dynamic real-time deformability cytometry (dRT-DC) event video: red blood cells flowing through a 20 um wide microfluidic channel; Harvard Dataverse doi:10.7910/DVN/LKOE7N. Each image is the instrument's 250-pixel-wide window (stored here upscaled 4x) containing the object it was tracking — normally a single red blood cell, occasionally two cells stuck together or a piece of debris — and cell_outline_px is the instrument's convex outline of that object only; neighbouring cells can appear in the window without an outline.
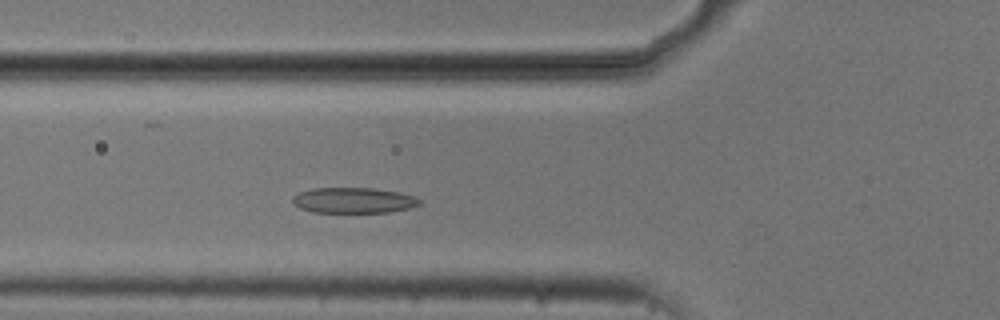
{"species": "common noctule bat (a hibernating species)", "species_latin": "Nyctalus noctula", "temperature_condition": "cold", "stored_images_in_passage": 47, "camera_frame_rate_fps": 3000, "um_per_image_px": 0.085, "animal": {"sex": "male", "body_mass_g": 20.5, "forearm_length_mm": 52.5}, "frame": {"image": 1, "passage_image": 12, "time_ms": 3.667, "image_size_px": [1000, 320], "cell_outline_px": [[420, 204], [408, 208], [388, 212], [312, 212], [300, 208], [292, 204], [292, 196], [300, 192], [312, 188], [376, 188], [400, 192], [416, 196], [420, 200]], "centroid_in_image_um": [30.03, 17.02], "position_along_channel_um": 95.8, "area_um2": 19.02}}
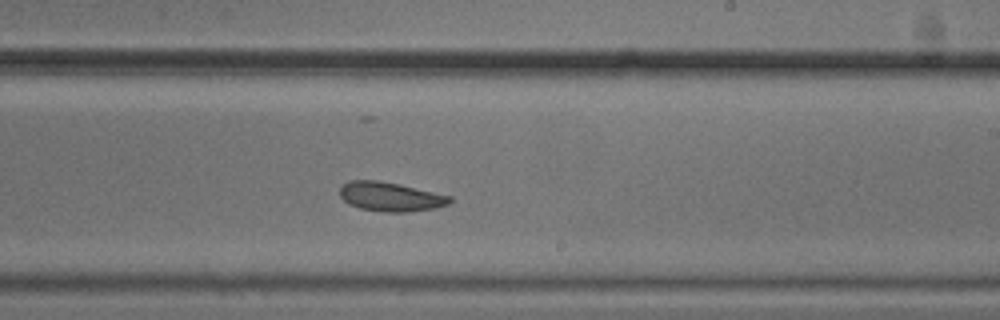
{"frame": {"image": 2, "passage_image": 25, "time_ms": 8.0, "image_size_px": [1000, 320], "cell_outline_px": [[452, 200], [448, 204], [436, 208], [408, 212], [384, 212], [360, 208], [348, 204], [340, 196], [340, 188], [348, 180], [380, 180], [452, 196]], "centroid_in_image_um": [33.18, 16.72], "position_along_channel_um": 255.8, "area_um2": 18.73}}
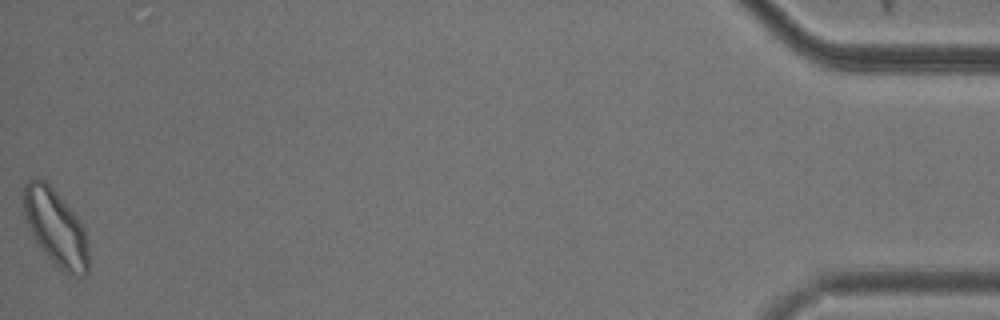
{"frame": {"image": 3, "passage_image": 47, "time_ms": 15.333, "image_size_px": [1000, 320], "cell_outline_px": [[88, 272], [84, 276], [72, 276], [64, 272], [36, 244], [24, 216], [24, 184], [32, 176], [36, 176], [44, 180], [56, 192], [80, 220], [84, 228], [88, 244]], "centroid_in_image_um": [4.73, 19.34], "position_along_channel_um": 430.5, "area_um2": 28.9}, "authors_computed_cell_mechanics": {"area_um2": 19.7676, "velocity_mm_per_s": 3.6838, "shape_relaxation_time_tau1_ms": 2.7157, "shape_relaxation_time_tau2_ms": 3.6521, "deformation_change_tau1": 0.086, "deformation_change_tau2": 0.0915}}